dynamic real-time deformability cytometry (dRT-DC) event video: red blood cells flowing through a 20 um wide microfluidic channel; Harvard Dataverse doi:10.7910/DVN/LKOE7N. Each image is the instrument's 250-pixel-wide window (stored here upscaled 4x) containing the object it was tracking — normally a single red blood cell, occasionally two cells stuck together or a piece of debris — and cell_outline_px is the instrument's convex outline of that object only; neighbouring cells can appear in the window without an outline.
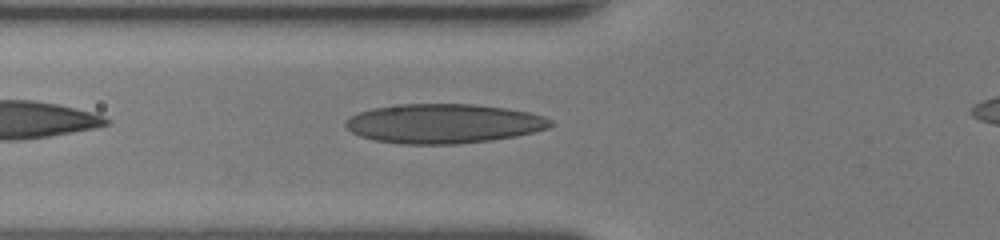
{"species": "human", "species_latin": "Homo sapiens", "temperature_condition": "room temperature", "stored_images_in_passage": 31, "camera_frame_rate_fps": 3000, "um_per_image_px": 0.085, "donor": {"sex": "female"}, "frame": {"image": 1, "passage_image": 4, "time_ms": 1.0, "image_size_px": [1000, 240], "cell_outline_px": [[552, 124], [548, 128], [516, 136], [492, 140], [456, 144], [400, 144], [376, 140], [360, 136], [352, 132], [344, 124], [348, 116], [372, 108], [400, 104], [476, 104], [504, 108], [528, 112], [544, 116], [552, 120]], "centroid_in_image_um": [37.69, 10.5], "position_along_channel_um": 88.1, "area_um2": 47.05}}
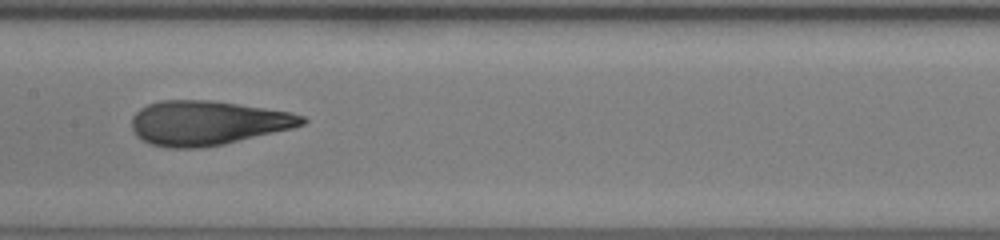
{"frame": {"image": 2, "passage_image": 11, "time_ms": 3.333, "image_size_px": [1000, 240], "cell_outline_px": [[308, 120], [304, 124], [292, 128], [224, 144], [200, 148], [168, 148], [152, 144], [140, 140], [136, 136], [132, 128], [132, 116], [140, 108], [148, 104], [160, 100], [212, 100], [292, 112], [304, 116]], "centroid_in_image_um": [17.62, 10.45], "position_along_channel_um": 189.8, "area_um2": 44.22}}
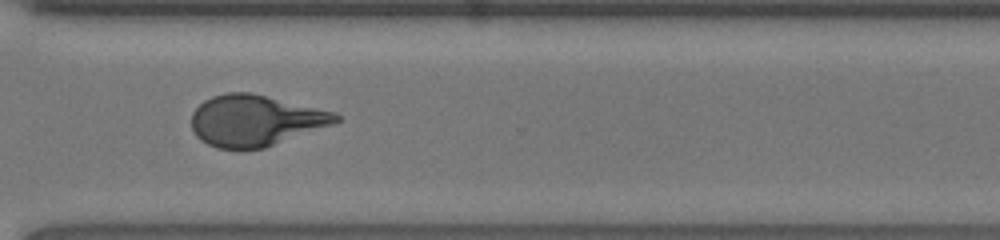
{"frame": {"image": 3, "passage_image": 22, "time_ms": 7.0, "image_size_px": [1000, 240], "cell_outline_px": [[340, 120], [332, 124], [264, 148], [240, 152], [216, 148], [200, 140], [196, 136], [192, 128], [192, 112], [204, 100], [212, 96], [228, 92], [252, 92], [336, 112], [340, 116]], "centroid_in_image_um": [21.66, 10.26], "position_along_channel_um": 348.9, "area_um2": 43.47}, "authors_computed_cell_mechanics": {"area_um2": 43.4656, "velocity_mm_per_s": 4.3482, "shape_relaxation_time_tau1_ms": 8.5201, "shape_relaxation_time_tau2_ms": 0.8667, "deformation_change_tau1": 0.3277, "deformation_change_tau2": 0.0819}}